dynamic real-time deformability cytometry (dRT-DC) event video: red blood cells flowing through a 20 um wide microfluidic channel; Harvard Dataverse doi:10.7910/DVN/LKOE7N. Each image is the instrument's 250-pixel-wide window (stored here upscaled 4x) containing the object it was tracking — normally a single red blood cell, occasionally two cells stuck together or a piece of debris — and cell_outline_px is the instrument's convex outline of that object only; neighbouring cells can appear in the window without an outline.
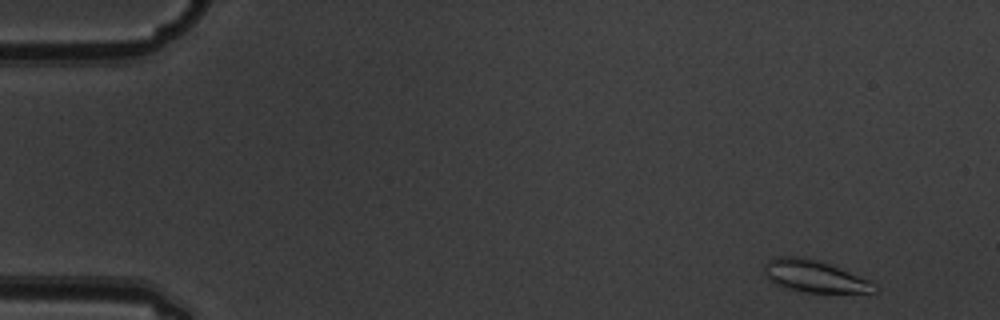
{"species": "common noctule bat (a hibernating species)", "species_latin": "Nyctalus noctula", "temperature_condition": "warm", "stored_images_in_passage": 4, "camera_frame_rate_fps": 3000, "um_per_image_px": 0.085, "animal": {"sex": "male", "body_mass_g": 19.5, "forearm_length_mm": 54.6}, "frame": {"image": 1, "passage_image": 1, "time_ms": 0.0, "image_size_px": [1000, 320], "cell_outline_px": [[880, 288], [876, 292], [804, 292], [784, 288], [768, 280], [764, 272], [764, 264], [768, 260], [776, 256], [804, 256], [828, 264], [868, 280], [876, 284]], "centroid_in_image_um": [69.18, 23.48], "position_along_channel_um": 15.8, "area_um2": 20.46}}
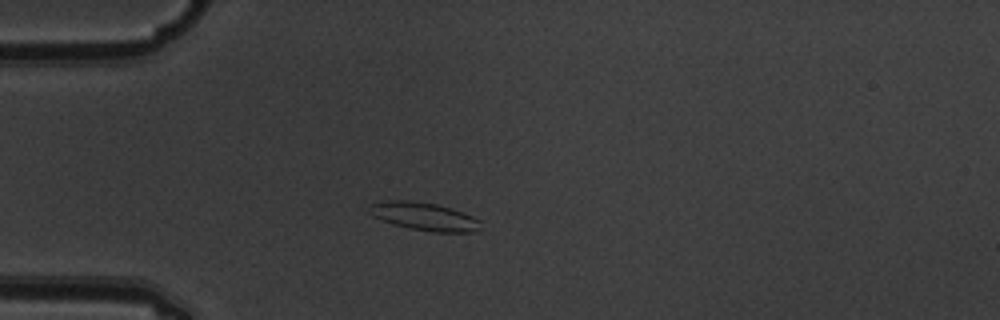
{"frame": {"image": 2, "passage_image": 4, "time_ms": 1.0, "image_size_px": [1000, 320], "cell_outline_px": [[480, 228], [476, 232], [432, 232], [408, 228], [392, 224], [380, 220], [372, 216], [368, 212], [372, 204], [376, 200], [408, 200], [436, 204], [452, 208], [472, 216], [480, 220]], "centroid_in_image_um": [36.02, 18.39], "position_along_channel_um": 49.0, "area_um2": 18.44}}